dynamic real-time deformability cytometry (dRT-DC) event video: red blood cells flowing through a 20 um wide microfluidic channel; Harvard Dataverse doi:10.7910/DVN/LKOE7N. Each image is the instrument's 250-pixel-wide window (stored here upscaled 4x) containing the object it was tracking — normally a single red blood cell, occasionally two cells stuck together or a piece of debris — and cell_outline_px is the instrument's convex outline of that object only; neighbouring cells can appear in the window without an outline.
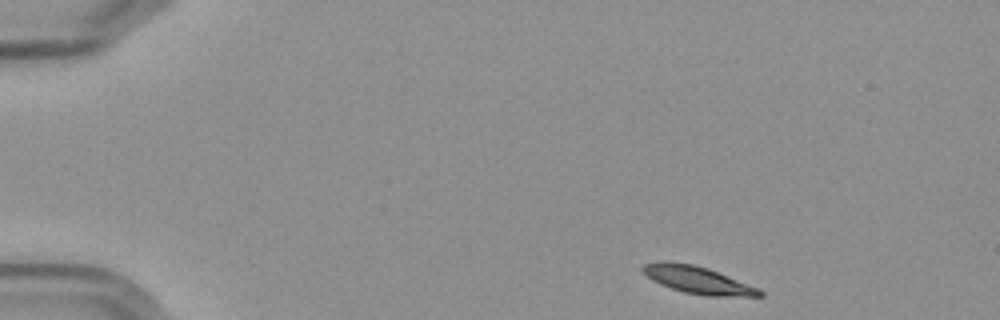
{"species": "Egyptian fruit bat (a non-hibernating species)", "species_latin": "Rousettus aegyptiacus", "temperature_condition": "cold", "stored_images_in_passage": 4, "segment_of_instrument_passage": [1, 2], "camera_frame_rate_fps": 3000, "um_per_image_px": 0.085, "frame": {"image": 1, "passage_image": 1, "time_ms": 0.0, "image_size_px": [1000, 320], "cell_outline_px": [[764, 296], [708, 296], [684, 292], [660, 284], [652, 280], [640, 268], [644, 264], [692, 264], [708, 268], [760, 288], [764, 292]], "centroid_in_image_um": [59.43, 23.85], "position_along_channel_um": 25.6, "area_um2": 17.92}}